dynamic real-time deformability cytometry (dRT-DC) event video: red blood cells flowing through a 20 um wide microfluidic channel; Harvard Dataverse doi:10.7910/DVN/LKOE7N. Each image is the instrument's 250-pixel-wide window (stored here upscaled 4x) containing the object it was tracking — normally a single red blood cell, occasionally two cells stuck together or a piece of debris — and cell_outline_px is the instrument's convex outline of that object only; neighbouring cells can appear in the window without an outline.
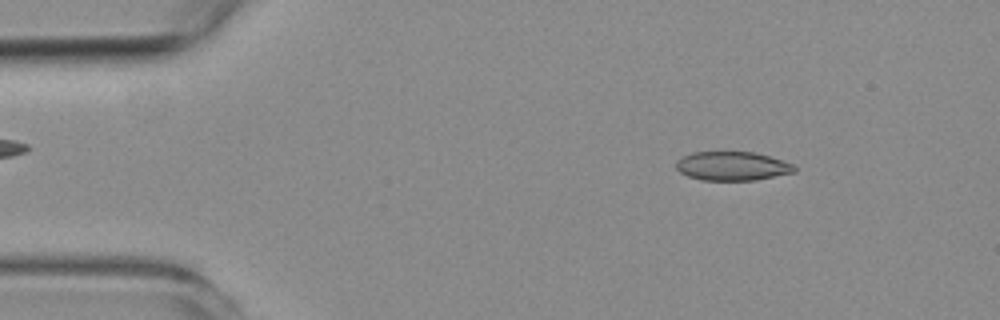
{"species": "common noctule bat (a hibernating species)", "species_latin": "Nyctalus noctula", "temperature_condition": "room temperature", "stored_images_in_passage": 54, "camera_frame_rate_fps": 3000, "um_per_image_px": 0.085, "animal": {"sex": "female", "body_mass_g": 19.3, "forearm_length_mm": 54.1}, "frame": {"image": 1, "passage_image": 7, "time_ms": 2.0, "image_size_px": [1000, 320], "cell_outline_px": [[796, 172], [756, 180], [700, 180], [688, 176], [680, 172], [676, 168], [676, 160], [692, 152], [756, 152], [792, 164], [796, 168]], "centroid_in_image_um": [62.23, 14.12], "position_along_channel_um": 22.8, "area_um2": 19.88}}
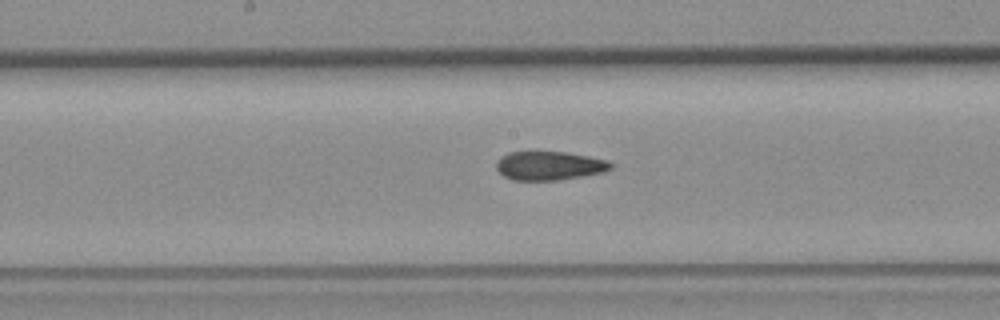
{"frame": {"image": 2, "passage_image": 27, "time_ms": 8.667, "image_size_px": [1000, 320], "cell_outline_px": [[612, 168], [604, 172], [560, 180], [512, 180], [504, 176], [496, 168], [496, 160], [500, 156], [508, 152], [528, 148], [564, 152], [588, 156], [608, 160], [612, 164]], "centroid_in_image_um": [46.62, 14.03], "position_along_channel_um": 201.6, "area_um2": 20.06}}
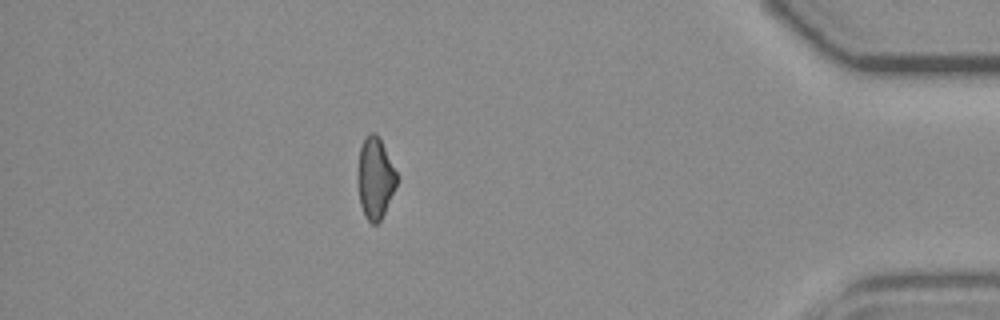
{"frame": {"image": 3, "passage_image": 47, "time_ms": 15.333, "image_size_px": [1000, 320], "cell_outline_px": [[396, 184], [384, 212], [380, 220], [376, 224], [372, 224], [364, 216], [360, 204], [356, 172], [360, 148], [364, 136], [368, 132], [376, 132], [396, 172]], "centroid_in_image_um": [31.83, 15.11], "position_along_channel_um": 403.4, "area_um2": 18.32}, "authors_computed_cell_mechanics": {"area_um2": 19.8543, "velocity_mm_per_s": 3.7672, "shape_relaxation_time_tau1_ms": null, "shape_relaxation_time_tau2_ms": 3.3715, "deformation_change_tau1": null, "deformation_change_tau2": 0.0864}}